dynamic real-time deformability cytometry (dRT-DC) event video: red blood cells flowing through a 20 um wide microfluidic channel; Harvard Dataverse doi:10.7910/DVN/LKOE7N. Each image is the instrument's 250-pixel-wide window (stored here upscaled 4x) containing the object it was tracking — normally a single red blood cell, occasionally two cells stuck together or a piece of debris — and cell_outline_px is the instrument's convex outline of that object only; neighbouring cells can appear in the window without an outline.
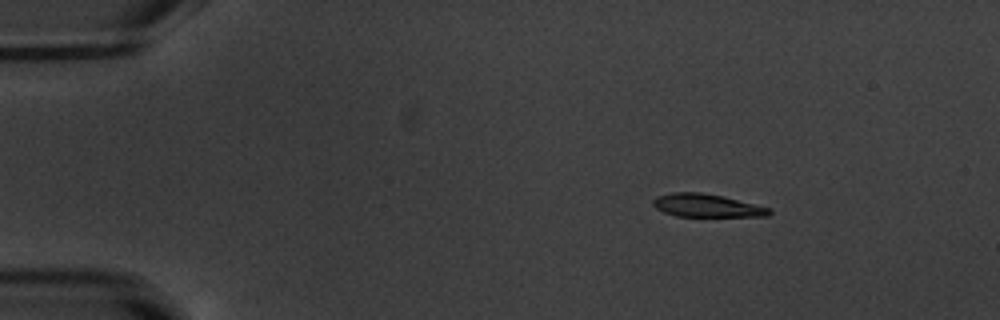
{"species": "common noctule bat (a hibernating species)", "species_latin": "Nyctalus noctula", "temperature_condition": "warm", "stored_images_in_passage": 53, "camera_frame_rate_fps": 3000, "um_per_image_px": 0.085, "animal": {"sex": "male", "body_mass_g": 20.1, "forearm_length_mm": 53.5}, "frame": {"image": 1, "passage_image": 8, "time_ms": 2.333, "image_size_px": [1000, 320], "cell_outline_px": [[772, 212], [768, 216], [676, 216], [664, 212], [656, 208], [652, 204], [652, 200], [656, 196], [672, 192], [700, 192], [724, 196], [772, 208]], "centroid_in_image_um": [60.08, 17.46], "position_along_channel_um": 24.9, "area_um2": 15.72}}
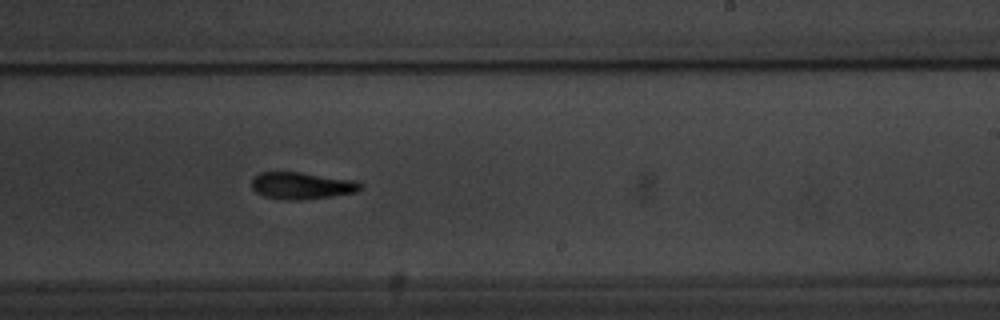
{"frame": {"image": 2, "passage_image": 33, "time_ms": 10.667, "image_size_px": [1000, 320], "cell_outline_px": [[364, 184], [356, 192], [332, 196], [296, 200], [284, 200], [264, 196], [256, 192], [252, 188], [252, 180], [260, 172], [300, 172], [356, 180]], "centroid_in_image_um": [25.66, 15.77], "position_along_channel_um": 263.3, "area_um2": 17.05}}
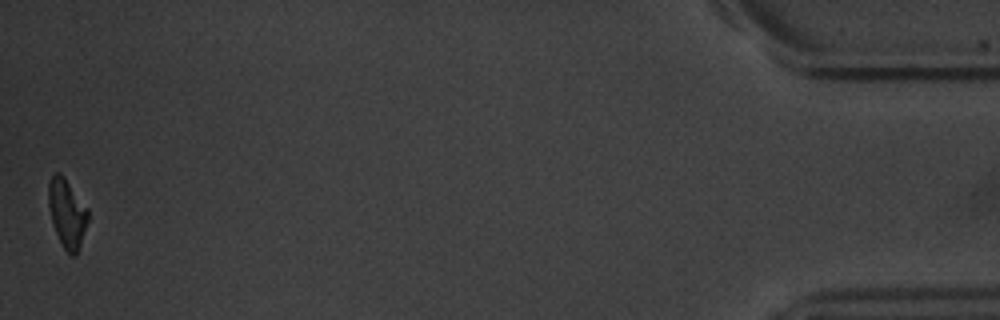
{"frame": {"image": 3, "passage_image": 53, "time_ms": 17.333, "image_size_px": [1000, 320], "cell_outline_px": [[88, 220], [76, 256], [72, 256], [64, 248], [56, 232], [52, 220], [48, 204], [48, 184], [52, 176], [56, 172], [60, 172], [64, 176], [88, 208]], "centroid_in_image_um": [5.7, 18.09], "position_along_channel_um": 429.5, "area_um2": 15.61}, "authors_computed_cell_mechanics": {"area_um2": 16.5886, "velocity_mm_per_s": 3.8135, "shape_relaxation_time_tau1_ms": 3.7816, "shape_relaxation_time_tau2_ms": 6.3689, "deformation_change_tau1": 0.1803, "deformation_change_tau2": 0.1696}}